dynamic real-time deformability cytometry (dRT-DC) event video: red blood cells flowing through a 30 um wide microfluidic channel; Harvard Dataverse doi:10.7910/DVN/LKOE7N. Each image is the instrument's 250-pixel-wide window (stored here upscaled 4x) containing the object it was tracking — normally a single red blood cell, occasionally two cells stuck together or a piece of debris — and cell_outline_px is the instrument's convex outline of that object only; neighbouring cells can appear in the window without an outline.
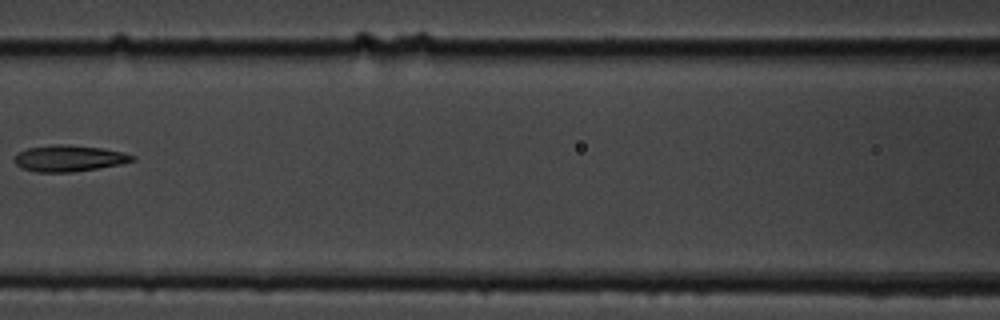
{"species": "common noctule bat (a hibernating species)", "species_latin": "Nyctalus noctula", "temperature_condition": "cold", "stored_images_in_passage": 10, "camera_frame_rate_fps": 3000, "um_per_image_px": 0.085, "animal": {"sex": "male", "body_mass_g": 19.5, "forearm_length_mm": 54.6}, "frame": {"image": 1, "passage_image": 7, "time_ms": 7.0, "image_size_px": [1000, 320], "cell_outline_px": [[136, 160], [120, 164], [72, 172], [36, 172], [24, 168], [16, 164], [16, 156], [20, 152], [28, 148], [56, 144], [68, 144], [100, 148], [124, 152], [136, 156]], "centroid_in_image_um": [5.92, 13.45], "position_along_channel_um": 160.7, "area_um2": 17.8}}
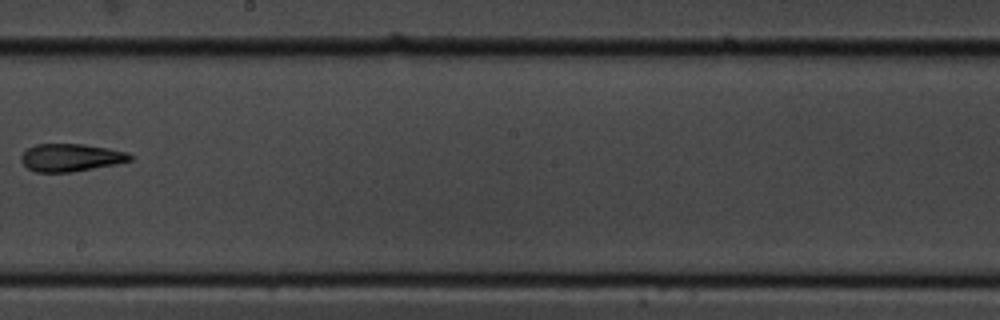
{"frame": {"image": 2, "passage_image": 9, "time_ms": 9.333, "image_size_px": [1000, 320], "cell_outline_px": [[132, 160], [116, 164], [72, 172], [36, 172], [28, 168], [20, 160], [20, 156], [28, 148], [36, 144], [84, 144], [108, 148], [128, 152], [132, 156]], "centroid_in_image_um": [6.02, 13.39], "position_along_channel_um": 242.2, "area_um2": 17.57}}
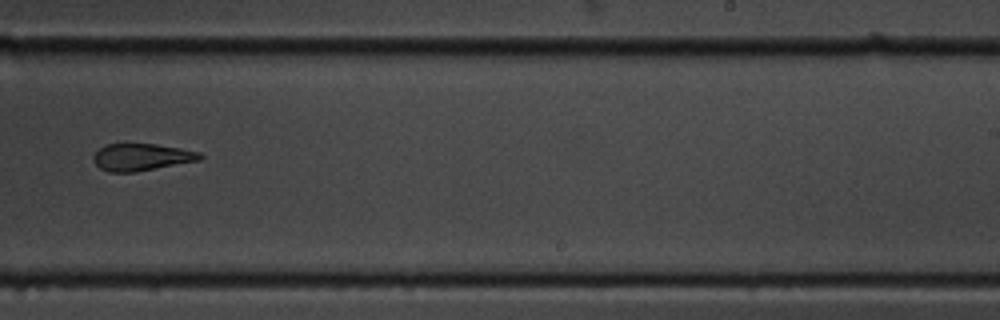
{"frame": {"image": 3, "passage_image": 10, "time_ms": 10.333, "image_size_px": [1000, 320], "cell_outline_px": [[204, 156], [200, 160], [132, 172], [108, 172], [100, 168], [92, 160], [92, 156], [104, 144], [124, 140], [156, 144], [180, 148], [200, 152]], "centroid_in_image_um": [11.96, 13.29], "position_along_channel_um": 277.0, "area_um2": 17.46}}